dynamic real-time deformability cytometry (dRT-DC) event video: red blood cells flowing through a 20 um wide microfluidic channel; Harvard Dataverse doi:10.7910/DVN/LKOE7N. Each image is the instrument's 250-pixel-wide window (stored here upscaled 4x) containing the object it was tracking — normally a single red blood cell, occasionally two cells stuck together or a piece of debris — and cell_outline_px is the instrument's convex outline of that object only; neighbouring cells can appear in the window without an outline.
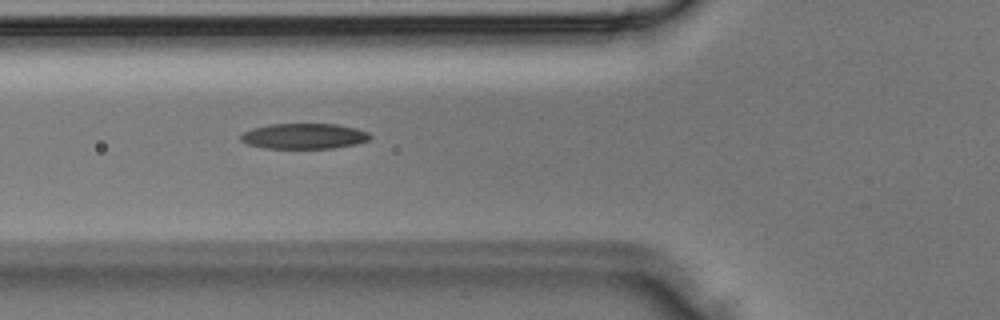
{"species": "Egyptian fruit bat (a non-hibernating species)", "species_latin": "Rousettus aegyptiacus", "temperature_condition": "room temperature", "stored_images_in_passage": 27, "camera_frame_rate_fps": 3000, "um_per_image_px": 0.085, "animal": {"sex": "male"}, "frame": {"image": 1, "passage_image": 5, "time_ms": 1.333, "image_size_px": [1000, 320], "cell_outline_px": [[372, 136], [368, 140], [356, 144], [332, 148], [264, 148], [248, 144], [240, 140], [240, 136], [244, 132], [252, 128], [268, 124], [336, 124], [356, 128], [368, 132]], "centroid_in_image_um": [25.84, 11.57], "position_along_channel_um": 100.0, "area_um2": 19.19}}
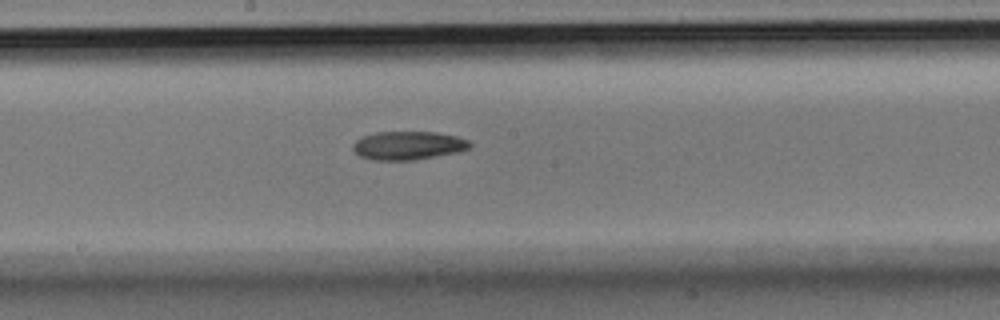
{"frame": {"image": 2, "passage_image": 11, "time_ms": 3.333, "image_size_px": [1000, 320], "cell_outline_px": [[472, 144], [468, 148], [460, 152], [416, 160], [372, 160], [360, 156], [352, 148], [352, 144], [356, 140], [364, 136], [376, 132], [432, 132], [456, 136], [468, 140]], "centroid_in_image_um": [34.69, 12.38], "position_along_channel_um": 213.5, "area_um2": 19.42}}
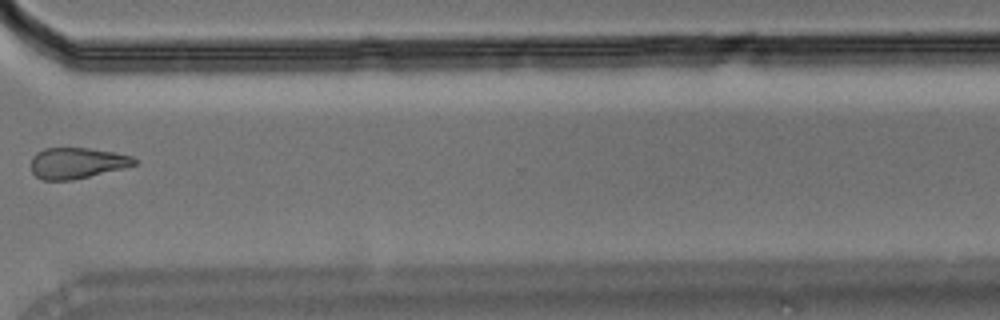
{"frame": {"image": 3, "passage_image": 19, "time_ms": 6.0, "image_size_px": [1000, 320], "cell_outline_px": [[140, 160], [136, 164], [124, 168], [72, 180], [44, 180], [36, 176], [32, 172], [32, 156], [36, 152], [44, 148], [88, 148], [116, 152], [132, 156]], "centroid_in_image_um": [6.57, 13.85], "position_along_channel_um": 364.0, "area_um2": 18.73}}